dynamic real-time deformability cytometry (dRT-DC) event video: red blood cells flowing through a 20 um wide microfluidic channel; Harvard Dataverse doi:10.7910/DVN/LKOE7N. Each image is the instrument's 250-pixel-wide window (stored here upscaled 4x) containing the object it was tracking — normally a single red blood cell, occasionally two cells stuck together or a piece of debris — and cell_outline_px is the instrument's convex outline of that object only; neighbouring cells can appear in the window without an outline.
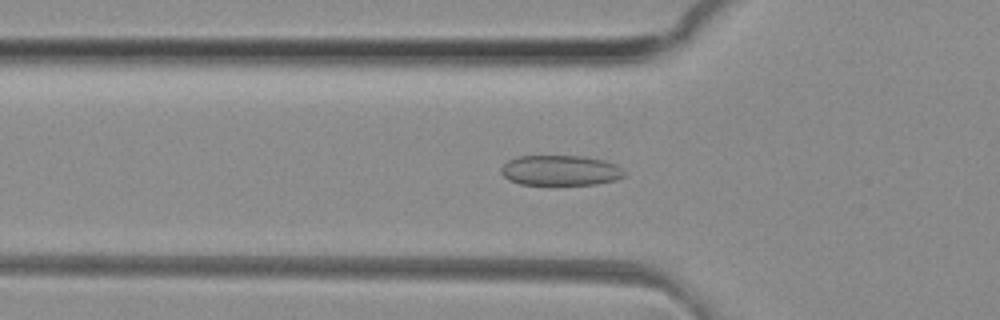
{"species": "common noctule bat (a hibernating species)", "species_latin": "Nyctalus noctula", "temperature_condition": "room temperature", "stored_images_in_passage": 48, "camera_frame_rate_fps": 3000, "um_per_image_px": 0.085, "animal": {"sex": "female", "body_mass_g": 29.2, "forearm_length_mm": 56.3}, "frame": {"image": 1, "passage_image": 15, "time_ms": 4.667, "image_size_px": [1000, 320], "cell_outline_px": [[624, 176], [616, 180], [596, 184], [520, 184], [508, 180], [500, 172], [500, 168], [508, 160], [516, 156], [584, 156], [604, 160], [616, 164], [624, 172]], "centroid_in_image_um": [47.61, 14.48], "position_along_channel_um": 78.2, "area_um2": 21.73}}
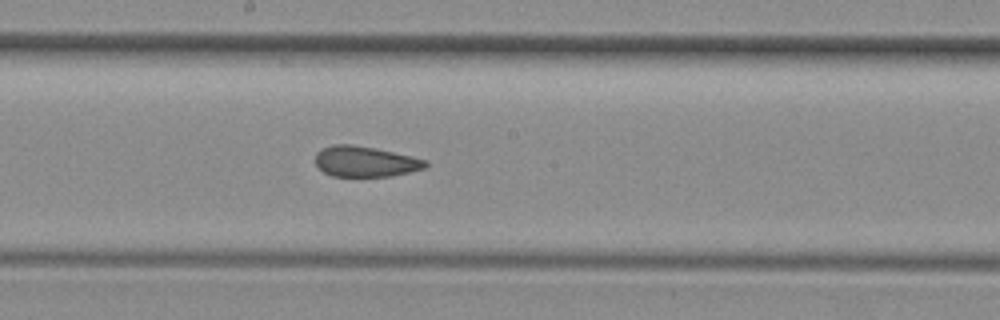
{"frame": {"image": 2, "passage_image": 25, "time_ms": 8.0, "image_size_px": [1000, 320], "cell_outline_px": [[428, 164], [424, 168], [392, 176], [332, 176], [324, 172], [316, 164], [316, 152], [320, 148], [332, 144], [352, 144], [376, 148], [412, 156], [428, 160]], "centroid_in_image_um": [31.04, 13.71], "position_along_channel_um": 217.2, "area_um2": 19.71}}
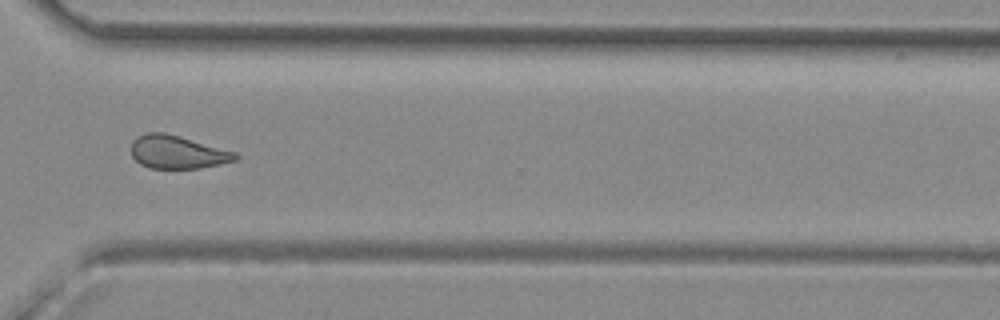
{"frame": {"image": 3, "passage_image": 35, "time_ms": 11.333, "image_size_px": [1000, 320], "cell_outline_px": [[240, 156], [236, 160], [220, 164], [200, 168], [148, 168], [140, 164], [132, 156], [132, 140], [136, 136], [148, 132], [164, 132], [180, 136], [236, 152]], "centroid_in_image_um": [15.07, 12.92], "position_along_channel_um": 355.5, "area_um2": 20.17}, "authors_computed_cell_mechanics": {"area_um2": 20.8369, "velocity_mm_per_s": 4.1505, "shape_relaxation_time_tau1_ms": null, "shape_relaxation_time_tau2_ms": 2.2731, "deformation_change_tau1": null, "deformation_change_tau2": 0.0887}}